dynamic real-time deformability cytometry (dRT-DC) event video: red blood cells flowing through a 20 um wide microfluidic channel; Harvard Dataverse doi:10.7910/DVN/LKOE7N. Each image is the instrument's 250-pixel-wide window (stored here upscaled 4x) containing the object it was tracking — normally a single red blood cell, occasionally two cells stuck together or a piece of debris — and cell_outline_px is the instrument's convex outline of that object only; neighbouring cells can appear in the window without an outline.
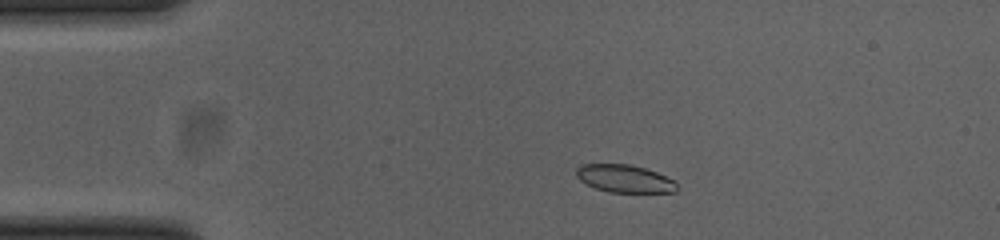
{"species": "common noctule bat (a hibernating species)", "species_latin": "Nyctalus noctula", "temperature_condition": "cold", "stored_images_in_passage": 49, "camera_frame_rate_fps": 3000, "um_per_image_px": 0.085, "animal": {"sex": "female", "body_mass_g": 23.0, "forearm_length_mm": 53.4}, "frame": {"image": 1, "passage_image": 6, "time_ms": 1.667, "image_size_px": [1000, 240], "cell_outline_px": [[676, 192], [608, 192], [596, 188], [580, 180], [576, 176], [576, 168], [580, 164], [628, 164], [644, 168], [656, 172], [672, 180], [676, 184]], "centroid_in_image_um": [53.04, 15.18], "position_along_channel_um": 32.0, "area_um2": 16.01}}
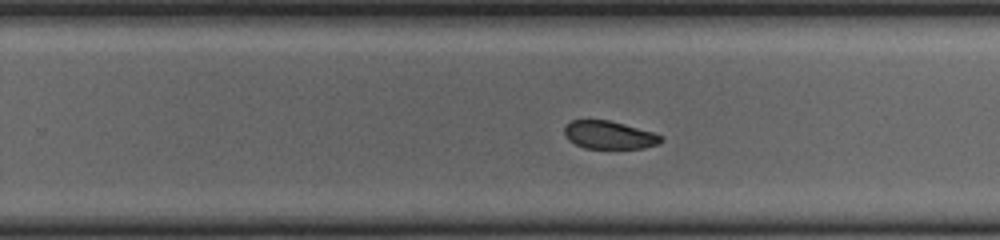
{"frame": {"image": 2, "passage_image": 29, "time_ms": 9.333, "image_size_px": [1000, 240], "cell_outline_px": [[664, 140], [660, 144], [644, 148], [584, 148], [568, 140], [564, 132], [564, 128], [572, 120], [608, 120], [624, 124], [652, 132], [660, 136]], "centroid_in_image_um": [51.79, 11.48], "position_along_channel_um": 278.0, "area_um2": 15.61}}
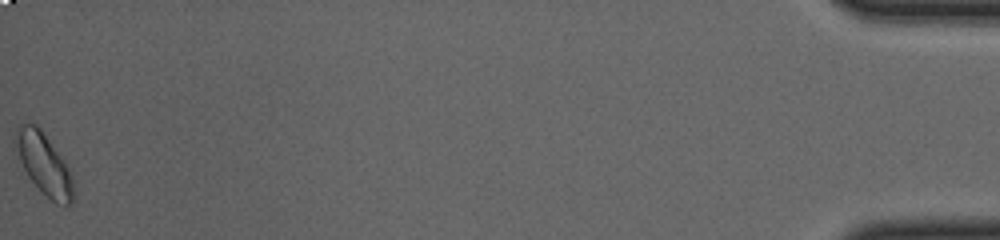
{"frame": {"image": 3, "passage_image": 49, "time_ms": 16.0, "image_size_px": [1000, 240], "cell_outline_px": [[76, 192], [72, 204], [56, 204], [28, 176], [20, 160], [12, 140], [12, 136], [16, 128], [20, 124], [36, 124], [40, 128], [60, 156], [68, 168], [72, 176]], "centroid_in_image_um": [3.73, 13.92], "position_along_channel_um": 431.5, "area_um2": 20.52}, "authors_computed_cell_mechanics": {"area_um2": 17.4556, "velocity_mm_per_s": 3.8316, "shape_relaxation_time_tau1_ms": null, "shape_relaxation_time_tau2_ms": 2.0157, "deformation_change_tau1": null, "deformation_change_tau2": 0.0533}}